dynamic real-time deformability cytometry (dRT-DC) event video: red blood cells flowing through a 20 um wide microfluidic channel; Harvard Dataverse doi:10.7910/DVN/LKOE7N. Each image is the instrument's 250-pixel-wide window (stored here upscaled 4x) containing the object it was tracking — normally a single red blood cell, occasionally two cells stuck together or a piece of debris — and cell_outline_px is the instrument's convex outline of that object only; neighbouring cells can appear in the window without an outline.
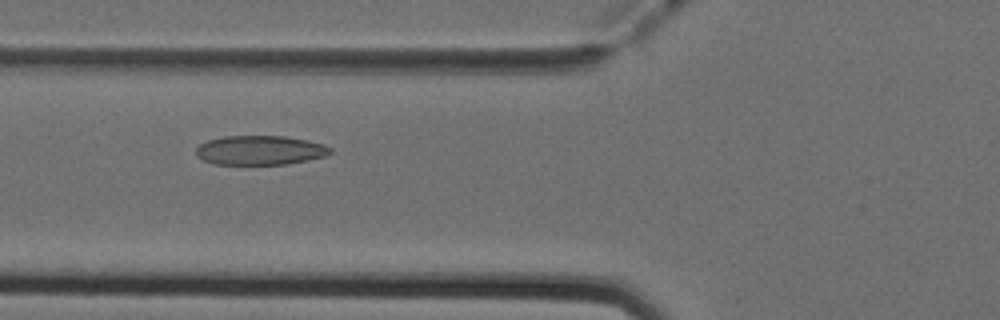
{"species": "Egyptian fruit bat (a non-hibernating species)", "species_latin": "Rousettus aegyptiacus", "temperature_condition": "cold", "stored_images_in_passage": 37, "camera_frame_rate_fps": 3000, "um_per_image_px": 0.085, "animal": {"sex": "female"}, "frame": {"image": 1, "passage_image": 5, "time_ms": 1.333, "image_size_px": [1000, 320], "cell_outline_px": [[332, 152], [324, 156], [308, 160], [288, 164], [212, 164], [196, 156], [196, 148], [200, 144], [208, 140], [224, 136], [284, 136], [308, 140], [332, 148]], "centroid_in_image_um": [22.08, 12.77], "position_along_channel_um": 103.7, "area_um2": 22.89}}
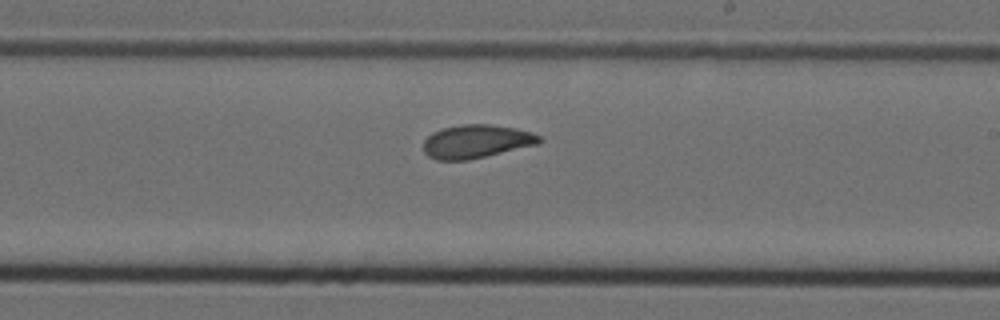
{"frame": {"image": 2, "passage_image": 16, "time_ms": 5.0, "image_size_px": [1000, 320], "cell_outline_px": [[544, 140], [540, 144], [468, 160], [436, 160], [428, 156], [424, 152], [424, 140], [432, 132], [440, 128], [464, 124], [488, 124], [516, 128], [532, 132], [540, 136]], "centroid_in_image_um": [40.51, 12.02], "position_along_channel_um": 248.5, "area_um2": 22.77}}
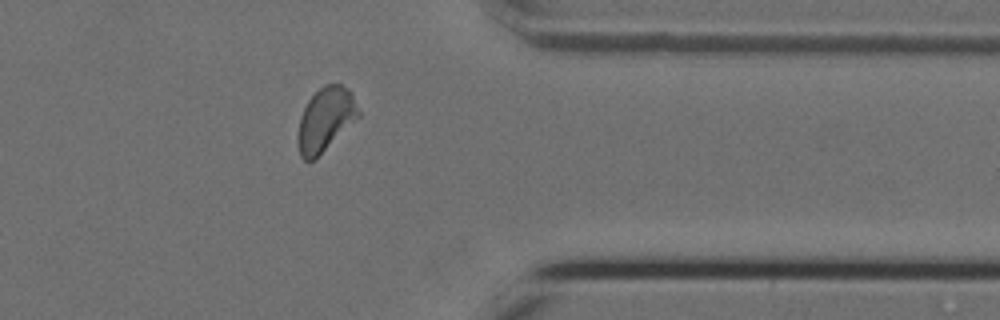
{"frame": {"image": 3, "passage_image": 27, "time_ms": 8.667, "image_size_px": [1000, 320], "cell_outline_px": [[360, 116], [308, 164], [300, 156], [296, 140], [300, 116], [308, 100], [324, 84], [340, 84], [348, 88], [352, 92], [360, 112]], "centroid_in_image_um": [27.64, 10.14], "position_along_channel_um": 383.8, "area_um2": 22.37}, "authors_computed_cell_mechanics": {"area_um2": 22.3686, "velocity_mm_per_s": 3.9526, "shape_relaxation_time_tau1_ms": null, "shape_relaxation_time_tau2_ms": 2.0971, "deformation_change_tau1": null, "deformation_change_tau2": 0.0687}}